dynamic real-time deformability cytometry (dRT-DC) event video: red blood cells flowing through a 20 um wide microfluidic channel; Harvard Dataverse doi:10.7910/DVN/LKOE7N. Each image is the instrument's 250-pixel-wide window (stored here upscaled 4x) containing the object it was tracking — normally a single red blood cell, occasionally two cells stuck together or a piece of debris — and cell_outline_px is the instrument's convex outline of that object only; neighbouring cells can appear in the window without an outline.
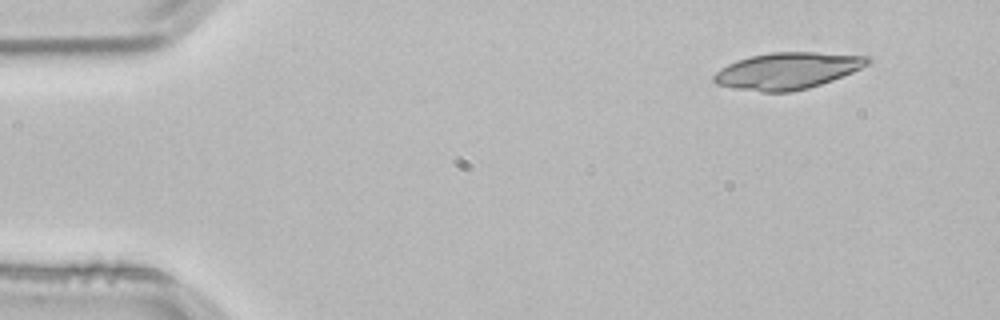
{"species": "common noctule bat (a hibernating species)", "species_latin": "Nyctalus noctula", "temperature_condition": "room temperature", "stored_images_in_passage": 48, "camera_frame_rate_fps": 3000, "um_per_image_px": 0.085, "animal": {"sex": "male", "body_mass_g": 21.5, "forearm_length_mm": 52.0}, "frame": {"image": 1, "passage_image": 1, "time_ms": 0.0, "image_size_px": [1000, 320], "cell_outline_px": [[872, 60], [868, 64], [852, 72], [832, 80], [808, 88], [788, 92], [760, 92], [732, 88], [716, 84], [712, 80], [712, 76], [720, 68], [736, 60], [752, 56], [772, 52], [816, 52], [872, 56]], "centroid_in_image_um": [66.92, 6.01], "position_along_channel_um": 18.1, "area_um2": 32.89}}